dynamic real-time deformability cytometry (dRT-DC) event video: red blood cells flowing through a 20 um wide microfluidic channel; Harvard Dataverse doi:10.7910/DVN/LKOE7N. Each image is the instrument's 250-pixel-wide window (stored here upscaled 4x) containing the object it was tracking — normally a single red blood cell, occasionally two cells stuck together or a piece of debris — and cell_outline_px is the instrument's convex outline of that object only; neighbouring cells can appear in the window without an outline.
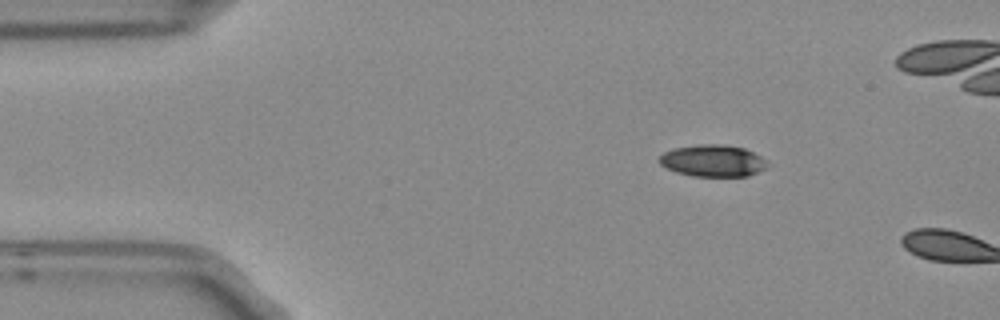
{"species": "Egyptian fruit bat (a non-hibernating species)", "species_latin": "Rousettus aegyptiacus", "temperature_condition": "room temperature", "stored_images_in_passage": 3, "camera_frame_rate_fps": 3000, "um_per_image_px": 0.085, "frame": {"image": 1, "passage_image": 2, "time_ms": 0.333, "image_size_px": [1000, 320], "cell_outline_px": [[768, 168], [748, 176], [692, 176], [676, 172], [660, 164], [656, 160], [664, 152], [676, 148], [696, 144], [724, 144], [744, 148], [760, 156], [768, 164]], "centroid_in_image_um": [60.59, 13.66], "position_along_channel_um": 24.4, "area_um2": 20.11}}